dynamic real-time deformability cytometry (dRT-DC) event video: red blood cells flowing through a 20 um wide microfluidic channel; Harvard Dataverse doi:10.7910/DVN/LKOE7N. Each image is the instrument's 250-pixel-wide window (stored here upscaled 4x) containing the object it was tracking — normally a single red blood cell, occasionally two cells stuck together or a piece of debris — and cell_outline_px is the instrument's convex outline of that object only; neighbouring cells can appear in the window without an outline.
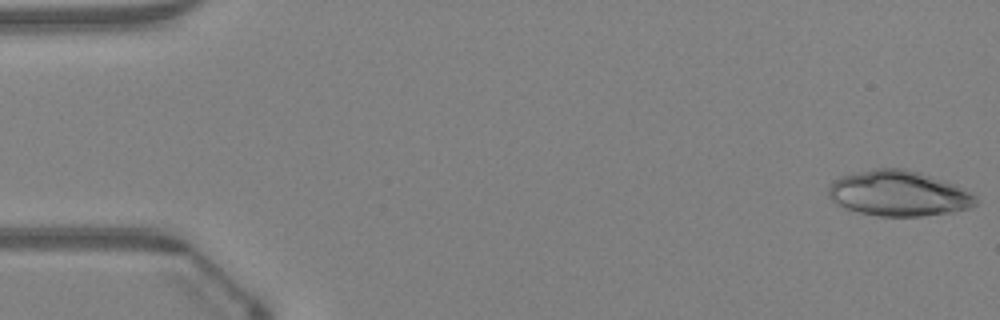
{"species": "Egyptian fruit bat (a non-hibernating species)", "species_latin": "Rousettus aegyptiacus", "temperature_condition": "warm", "stored_images_in_passage": 47, "camera_frame_rate_fps": 3000, "um_per_image_px": 0.085, "animal": {"sex": "female"}, "frame": {"image": 1, "passage_image": 1, "time_ms": 0.0, "image_size_px": [1000, 320], "cell_outline_px": [[976, 204], [968, 208], [952, 212], [920, 216], [880, 216], [860, 212], [836, 204], [828, 196], [828, 188], [840, 176], [876, 168], [904, 168], [920, 172], [952, 184], [976, 196]], "centroid_in_image_um": [76.36, 16.44], "position_along_channel_um": 8.6, "area_um2": 38.38}}
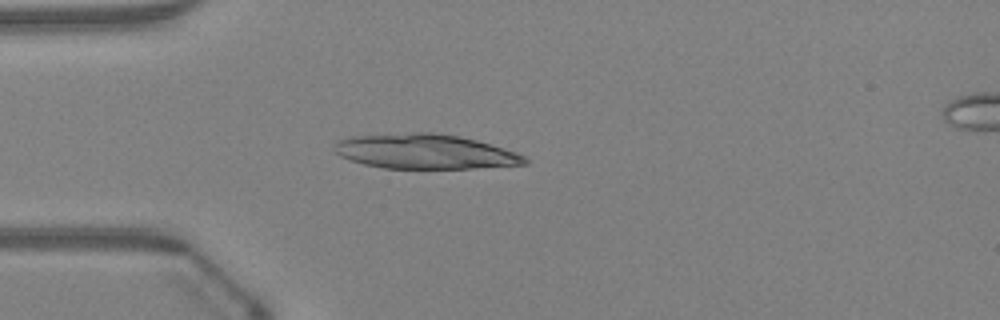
{"frame": {"image": 2, "passage_image": 13, "time_ms": 4.0, "image_size_px": [1000, 320], "cell_outline_px": [[528, 164], [472, 168], [384, 168], [364, 164], [340, 156], [332, 148], [332, 144], [340, 140], [352, 136], [416, 132], [432, 132], [456, 136], [476, 140], [504, 148], [516, 152], [524, 156], [528, 160]], "centroid_in_image_um": [36.11, 12.88], "position_along_channel_um": 48.9, "area_um2": 38.32}}